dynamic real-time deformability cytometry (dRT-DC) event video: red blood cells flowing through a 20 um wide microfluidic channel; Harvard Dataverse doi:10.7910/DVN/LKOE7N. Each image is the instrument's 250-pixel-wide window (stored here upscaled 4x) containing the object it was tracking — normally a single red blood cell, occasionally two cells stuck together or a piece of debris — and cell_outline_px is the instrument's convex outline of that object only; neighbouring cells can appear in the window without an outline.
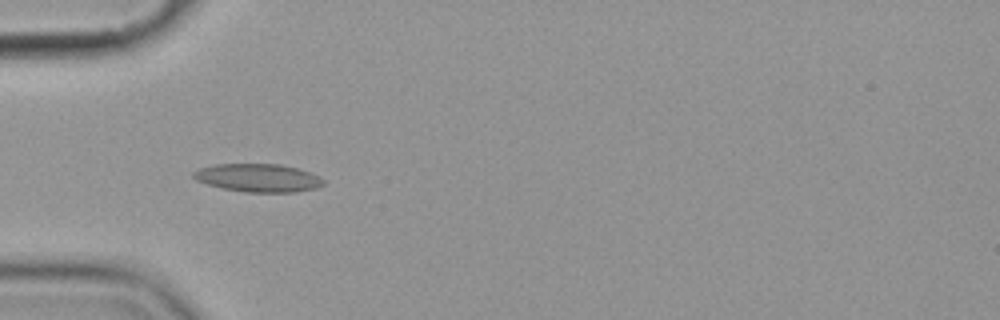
{"species": "common noctule bat (a hibernating species)", "species_latin": "Nyctalus noctula", "temperature_condition": "cold", "stored_images_in_passage": 9, "camera_frame_rate_fps": 3000, "um_per_image_px": 0.085, "animal": {"sex": "female", "body_mass_g": 19.9}, "frame": {"image": 1, "passage_image": 6, "time_ms": 5.667, "image_size_px": [1000, 320], "cell_outline_px": [[324, 184], [316, 188], [296, 192], [244, 192], [224, 188], [208, 184], [196, 180], [192, 176], [192, 172], [200, 168], [216, 164], [280, 164], [296, 168], [320, 176], [324, 180]], "centroid_in_image_um": [21.95, 15.12], "position_along_channel_um": 63.1, "area_um2": 21.21}}
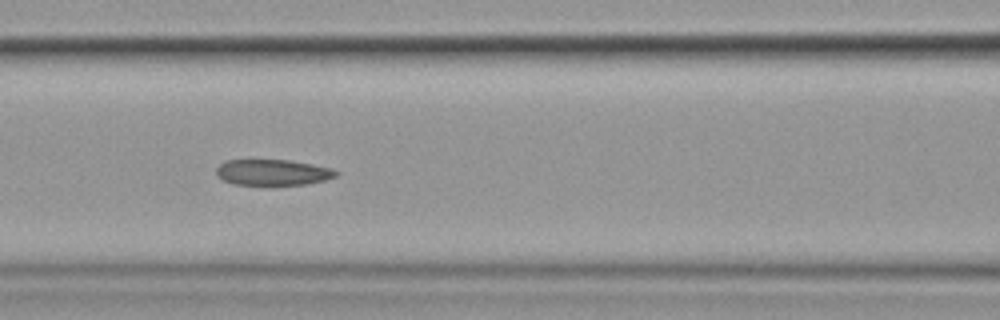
{"frame": {"image": 2, "passage_image": 8, "time_ms": 8.0, "image_size_px": [1000, 320], "cell_outline_px": [[340, 172], [336, 176], [324, 180], [308, 184], [232, 184], [216, 176], [216, 168], [224, 160], [288, 160], [312, 164], [332, 168]], "centroid_in_image_um": [23.18, 14.64], "position_along_channel_um": 143.4, "area_um2": 17.98}}
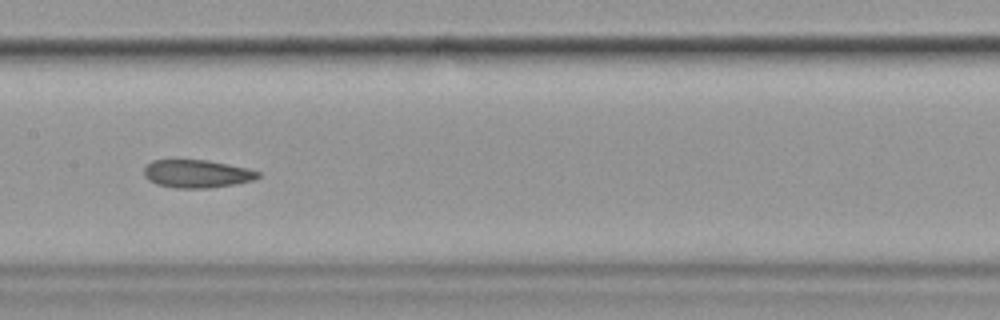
{"frame": {"image": 3, "passage_image": 9, "time_ms": 9.333, "image_size_px": [1000, 320], "cell_outline_px": [[260, 176], [252, 180], [236, 184], [208, 188], [176, 188], [156, 184], [148, 180], [144, 176], [144, 168], [152, 160], [208, 160], [248, 168], [260, 172]], "centroid_in_image_um": [16.73, 14.77], "position_along_channel_um": 190.7, "area_um2": 18.61}}